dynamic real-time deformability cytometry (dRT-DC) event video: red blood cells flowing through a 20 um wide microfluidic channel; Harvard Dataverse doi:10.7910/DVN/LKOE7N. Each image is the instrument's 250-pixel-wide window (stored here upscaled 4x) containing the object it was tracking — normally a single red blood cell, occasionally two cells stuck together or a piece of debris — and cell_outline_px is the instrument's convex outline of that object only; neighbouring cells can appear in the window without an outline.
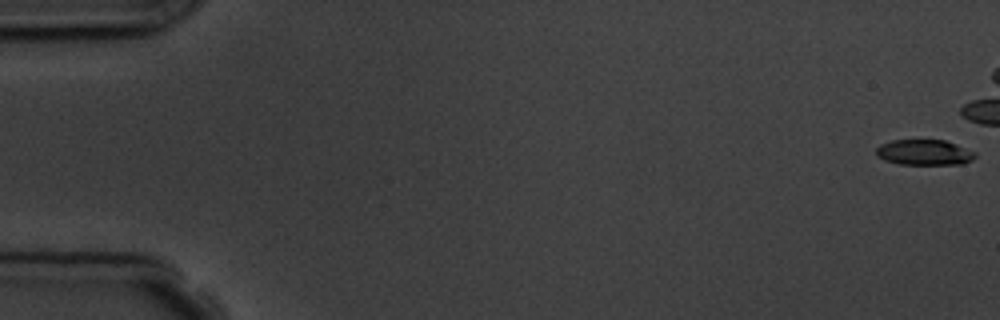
{"species": "common noctule bat (a hibernating species)", "species_latin": "Nyctalus noctula", "temperature_condition": "room temperature", "stored_images_in_passage": 9, "camera_frame_rate_fps": 3000, "um_per_image_px": 0.085, "animal": {"sex": "male", "body_mass_g": 19.5, "forearm_length_mm": 54.6}, "frame": {"image": 1, "passage_image": 1, "time_ms": 0.0, "image_size_px": [1000, 320], "cell_outline_px": [[976, 156], [972, 160], [964, 164], [900, 164], [884, 160], [876, 156], [876, 148], [880, 144], [892, 140], [944, 140], [956, 144], [976, 152]], "centroid_in_image_um": [78.56, 12.95], "position_along_channel_um": 6.4, "area_um2": 14.8}}